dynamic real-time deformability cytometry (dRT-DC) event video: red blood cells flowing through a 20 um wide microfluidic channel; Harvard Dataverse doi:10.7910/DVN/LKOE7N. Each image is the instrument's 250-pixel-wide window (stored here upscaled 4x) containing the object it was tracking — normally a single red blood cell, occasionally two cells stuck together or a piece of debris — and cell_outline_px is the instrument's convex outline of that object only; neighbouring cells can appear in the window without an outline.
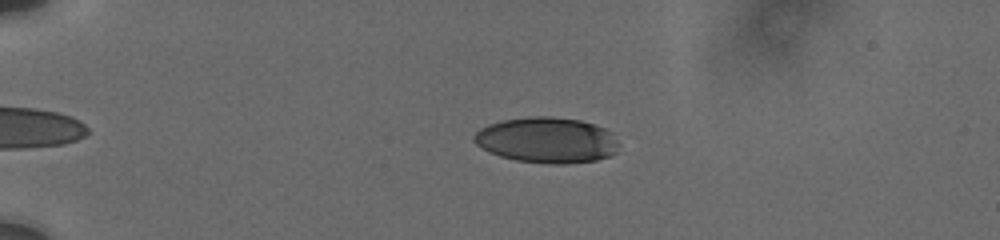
{"species": "human", "species_latin": "Homo sapiens", "temperature_condition": "cold", "stored_images_in_passage": 8, "camera_frame_rate_fps": 3000, "um_per_image_px": 0.085, "donor": {"sex": "male"}, "frame": {"image": 1, "passage_image": 8, "time_ms": 6.0, "image_size_px": [1000, 240], "cell_outline_px": [[620, 144], [616, 152], [612, 156], [596, 160], [568, 164], [548, 164], [516, 160], [500, 156], [476, 144], [472, 140], [472, 136], [480, 128], [488, 124], [504, 120], [532, 116], [552, 116], [580, 120], [604, 128], [612, 132]], "centroid_in_image_um": [46.52, 11.91], "position_along_channel_um": 38.5, "area_um2": 38.78}}